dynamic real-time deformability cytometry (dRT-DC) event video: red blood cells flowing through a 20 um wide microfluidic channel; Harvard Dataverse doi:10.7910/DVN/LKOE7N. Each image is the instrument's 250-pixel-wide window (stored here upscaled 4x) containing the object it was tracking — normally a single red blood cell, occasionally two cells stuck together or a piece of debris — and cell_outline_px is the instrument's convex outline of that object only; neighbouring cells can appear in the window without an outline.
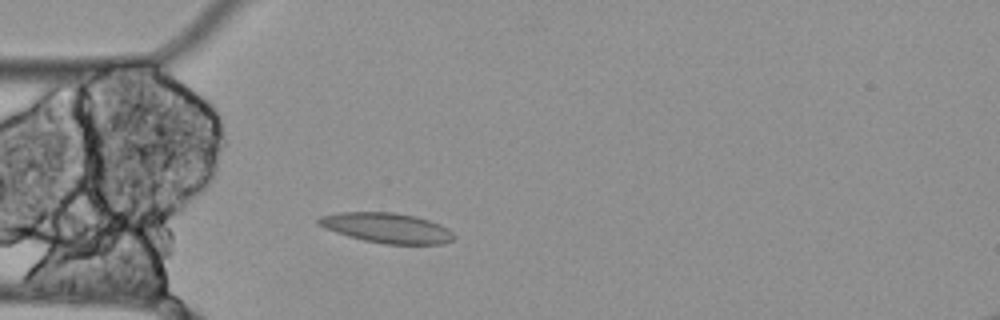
{"species": "Egyptian fruit bat (a non-hibernating species)", "species_latin": "Rousettus aegyptiacus", "temperature_condition": "cold", "stored_images_in_passage": 44, "camera_frame_rate_fps": 3000, "um_per_image_px": 0.085, "animal": {"sex": "female"}, "frame": {"image": 1, "passage_image": 8, "time_ms": 2.333, "image_size_px": [1000, 320], "cell_outline_px": [[456, 236], [452, 240], [444, 244], [384, 244], [364, 240], [348, 236], [324, 228], [316, 224], [316, 220], [320, 216], [340, 212], [396, 212], [416, 216], [440, 224], [448, 228]], "centroid_in_image_um": [32.88, 19.37], "position_along_channel_um": 52.1, "area_um2": 23.87}}
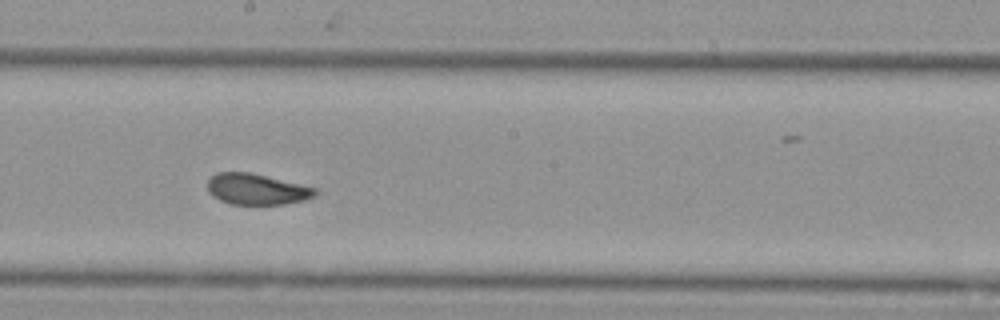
{"frame": {"image": 2, "passage_image": 23, "time_ms": 7.333, "image_size_px": [1000, 320], "cell_outline_px": [[316, 196], [304, 200], [284, 204], [232, 204], [220, 200], [212, 196], [208, 192], [208, 180], [216, 172], [252, 172], [316, 188]], "centroid_in_image_um": [21.8, 16.07], "position_along_channel_um": 226.4, "area_um2": 19.42}}
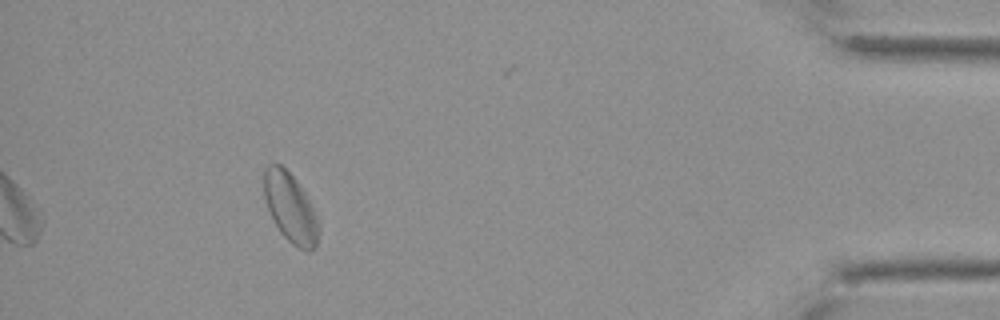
{"frame": {"image": 3, "passage_image": 44, "time_ms": 14.333, "image_size_px": [1000, 320], "cell_outline_px": [[320, 228], [316, 248], [312, 252], [308, 252], [292, 244], [280, 232], [268, 208], [264, 196], [264, 168], [268, 164], [280, 164], [296, 180], [304, 192], [316, 216]], "centroid_in_image_um": [24.69, 17.69], "position_along_channel_um": 410.5, "area_um2": 21.85}, "authors_computed_cell_mechanics": {"area_um2": 21.3282, "velocity_mm_per_s": 3.4405, "shape_relaxation_time_tau1_ms": null, "shape_relaxation_time_tau2_ms": 3.9683, "deformation_change_tau1": null, "deformation_change_tau2": 0.0574}}